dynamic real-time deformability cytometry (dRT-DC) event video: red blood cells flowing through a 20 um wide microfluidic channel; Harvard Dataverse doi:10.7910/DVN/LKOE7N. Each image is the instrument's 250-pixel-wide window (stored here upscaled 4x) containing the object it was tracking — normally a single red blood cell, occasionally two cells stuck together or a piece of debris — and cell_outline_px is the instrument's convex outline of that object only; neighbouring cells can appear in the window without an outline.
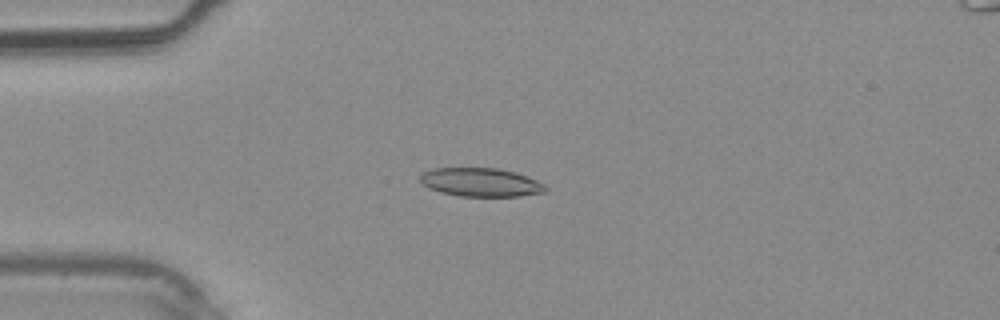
{"species": "common noctule bat (a hibernating species)", "species_latin": "Nyctalus noctula", "temperature_condition": "warm", "stored_images_in_passage": 35, "camera_frame_rate_fps": 3000, "um_per_image_px": 0.085, "animal": {"sex": "male", "body_mass_g": 20.4}, "frame": {"image": 1, "passage_image": 6, "time_ms": 1.667, "image_size_px": [1000, 320], "cell_outline_px": [[548, 188], [544, 192], [520, 196], [460, 196], [440, 192], [428, 188], [420, 180], [420, 172], [432, 168], [500, 168], [516, 172], [536, 180], [544, 184]], "centroid_in_image_um": [40.84, 15.48], "position_along_channel_um": 44.2, "area_um2": 20.98}}
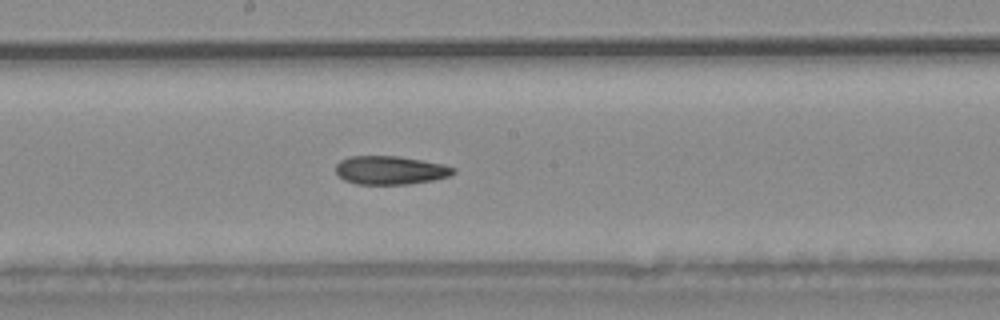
{"frame": {"image": 2, "passage_image": 17, "time_ms": 5.333, "image_size_px": [1000, 320], "cell_outline_px": [[456, 172], [448, 176], [432, 180], [408, 184], [356, 184], [344, 180], [336, 172], [336, 164], [340, 160], [348, 156], [396, 156], [444, 164], [456, 168]], "centroid_in_image_um": [33.16, 14.46], "position_along_channel_um": 215.0, "area_um2": 19.48}}
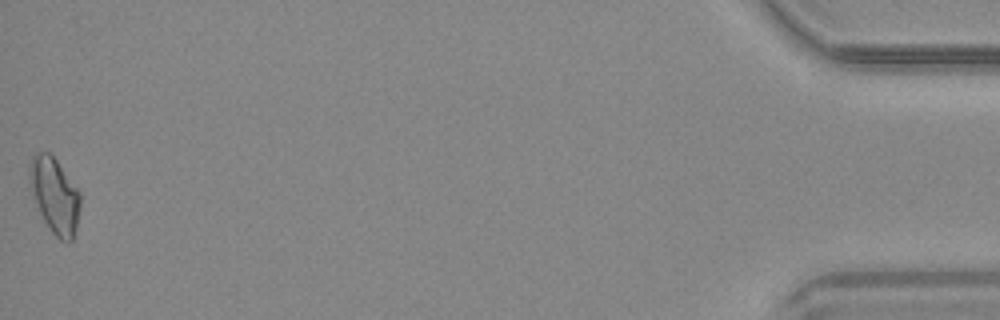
{"frame": {"image": 3, "passage_image": 35, "time_ms": 11.333, "image_size_px": [1000, 320], "cell_outline_px": [[80, 208], [76, 228], [72, 240], [68, 244], [60, 240], [52, 232], [36, 208], [28, 188], [28, 164], [32, 156], [36, 152], [48, 152], [56, 160], [80, 192]], "centroid_in_image_um": [4.6, 16.61], "position_along_channel_um": 430.6, "area_um2": 22.77}}